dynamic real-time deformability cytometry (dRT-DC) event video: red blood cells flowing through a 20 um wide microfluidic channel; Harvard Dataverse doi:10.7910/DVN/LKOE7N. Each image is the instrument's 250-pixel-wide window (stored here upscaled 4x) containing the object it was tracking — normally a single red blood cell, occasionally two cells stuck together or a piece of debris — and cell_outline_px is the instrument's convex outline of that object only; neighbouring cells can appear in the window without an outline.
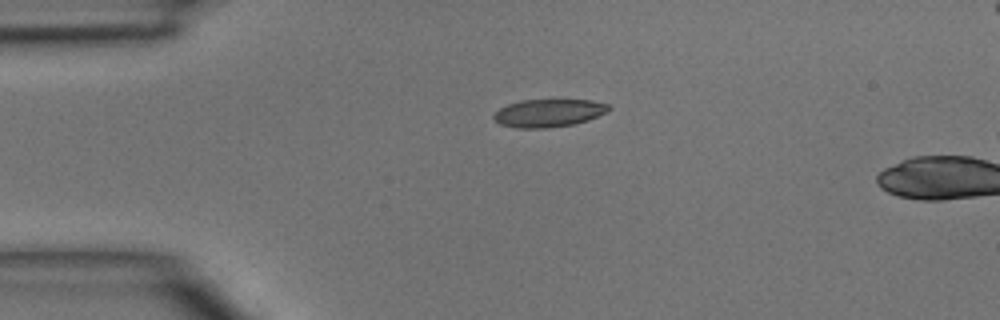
{"species": "common noctule bat (a hibernating species)", "species_latin": "Nyctalus noctula", "temperature_condition": "room temperature", "stored_images_in_passage": 3, "camera_frame_rate_fps": 3000, "um_per_image_px": 0.085, "animal": {"sex": "male", "body_mass_g": 15.6}, "frame": {"image": 1, "passage_image": 1, "time_ms": 0.0, "image_size_px": [1000, 320], "cell_outline_px": [[612, 108], [608, 112], [588, 120], [572, 124], [548, 128], [516, 128], [500, 124], [492, 116], [500, 108], [508, 104], [520, 100], [592, 100], [608, 104]], "centroid_in_image_um": [46.66, 9.6], "position_along_channel_um": 38.3, "area_um2": 18.67}}